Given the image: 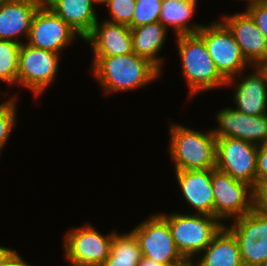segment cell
Returning a JSON list of instances; mask_svg holds the SVG:
<instances>
[{"label": "cell", "mask_w": 267, "mask_h": 266, "mask_svg": "<svg viewBox=\"0 0 267 266\" xmlns=\"http://www.w3.org/2000/svg\"><path fill=\"white\" fill-rule=\"evenodd\" d=\"M81 36L44 3L36 11L27 44L50 52H62Z\"/></svg>", "instance_id": "12"}, {"label": "cell", "mask_w": 267, "mask_h": 266, "mask_svg": "<svg viewBox=\"0 0 267 266\" xmlns=\"http://www.w3.org/2000/svg\"><path fill=\"white\" fill-rule=\"evenodd\" d=\"M0 266H33L26 262L17 251H14L12 255Z\"/></svg>", "instance_id": "30"}, {"label": "cell", "mask_w": 267, "mask_h": 266, "mask_svg": "<svg viewBox=\"0 0 267 266\" xmlns=\"http://www.w3.org/2000/svg\"><path fill=\"white\" fill-rule=\"evenodd\" d=\"M257 206L267 212V185L257 193Z\"/></svg>", "instance_id": "31"}, {"label": "cell", "mask_w": 267, "mask_h": 266, "mask_svg": "<svg viewBox=\"0 0 267 266\" xmlns=\"http://www.w3.org/2000/svg\"><path fill=\"white\" fill-rule=\"evenodd\" d=\"M175 39L182 63V75L189 89V98L201 91L226 86V80L217 71L204 39L198 33L179 35Z\"/></svg>", "instance_id": "3"}, {"label": "cell", "mask_w": 267, "mask_h": 266, "mask_svg": "<svg viewBox=\"0 0 267 266\" xmlns=\"http://www.w3.org/2000/svg\"><path fill=\"white\" fill-rule=\"evenodd\" d=\"M202 253L195 259L196 266H244L238 241L226 226Z\"/></svg>", "instance_id": "20"}, {"label": "cell", "mask_w": 267, "mask_h": 266, "mask_svg": "<svg viewBox=\"0 0 267 266\" xmlns=\"http://www.w3.org/2000/svg\"><path fill=\"white\" fill-rule=\"evenodd\" d=\"M114 231L101 234L88 222L69 230L63 239L65 260L71 266H102L110 255Z\"/></svg>", "instance_id": "7"}, {"label": "cell", "mask_w": 267, "mask_h": 266, "mask_svg": "<svg viewBox=\"0 0 267 266\" xmlns=\"http://www.w3.org/2000/svg\"><path fill=\"white\" fill-rule=\"evenodd\" d=\"M163 0H136L135 12L130 28H137L154 22H159Z\"/></svg>", "instance_id": "26"}, {"label": "cell", "mask_w": 267, "mask_h": 266, "mask_svg": "<svg viewBox=\"0 0 267 266\" xmlns=\"http://www.w3.org/2000/svg\"><path fill=\"white\" fill-rule=\"evenodd\" d=\"M168 152L175 171L216 168V136L187 128L178 123L169 124Z\"/></svg>", "instance_id": "2"}, {"label": "cell", "mask_w": 267, "mask_h": 266, "mask_svg": "<svg viewBox=\"0 0 267 266\" xmlns=\"http://www.w3.org/2000/svg\"><path fill=\"white\" fill-rule=\"evenodd\" d=\"M136 0H110L105 6L108 8L109 19L105 21L122 24L130 28L135 12Z\"/></svg>", "instance_id": "27"}, {"label": "cell", "mask_w": 267, "mask_h": 266, "mask_svg": "<svg viewBox=\"0 0 267 266\" xmlns=\"http://www.w3.org/2000/svg\"><path fill=\"white\" fill-rule=\"evenodd\" d=\"M168 223L174 243L184 258L195 259L226 225L214 216L159 213Z\"/></svg>", "instance_id": "4"}, {"label": "cell", "mask_w": 267, "mask_h": 266, "mask_svg": "<svg viewBox=\"0 0 267 266\" xmlns=\"http://www.w3.org/2000/svg\"><path fill=\"white\" fill-rule=\"evenodd\" d=\"M258 145L246 140L216 137V168L233 179L246 182L257 193Z\"/></svg>", "instance_id": "10"}, {"label": "cell", "mask_w": 267, "mask_h": 266, "mask_svg": "<svg viewBox=\"0 0 267 266\" xmlns=\"http://www.w3.org/2000/svg\"><path fill=\"white\" fill-rule=\"evenodd\" d=\"M141 257L139 242L132 231L126 234L114 231L110 255L102 266H137Z\"/></svg>", "instance_id": "23"}, {"label": "cell", "mask_w": 267, "mask_h": 266, "mask_svg": "<svg viewBox=\"0 0 267 266\" xmlns=\"http://www.w3.org/2000/svg\"><path fill=\"white\" fill-rule=\"evenodd\" d=\"M91 72L105 95L143 88L162 76V72L136 53L93 56Z\"/></svg>", "instance_id": "1"}, {"label": "cell", "mask_w": 267, "mask_h": 266, "mask_svg": "<svg viewBox=\"0 0 267 266\" xmlns=\"http://www.w3.org/2000/svg\"><path fill=\"white\" fill-rule=\"evenodd\" d=\"M250 68H253V73L243 76L241 72L227 80L225 87L236 84L233 96L235 110L252 116L267 114V75L260 66L253 65Z\"/></svg>", "instance_id": "14"}, {"label": "cell", "mask_w": 267, "mask_h": 266, "mask_svg": "<svg viewBox=\"0 0 267 266\" xmlns=\"http://www.w3.org/2000/svg\"><path fill=\"white\" fill-rule=\"evenodd\" d=\"M260 67L264 70V72H265L266 75H267V60L264 61V62L260 65Z\"/></svg>", "instance_id": "36"}, {"label": "cell", "mask_w": 267, "mask_h": 266, "mask_svg": "<svg viewBox=\"0 0 267 266\" xmlns=\"http://www.w3.org/2000/svg\"><path fill=\"white\" fill-rule=\"evenodd\" d=\"M60 55L33 47L25 41L19 52L17 85L32 91L34 97L41 96L56 79Z\"/></svg>", "instance_id": "8"}, {"label": "cell", "mask_w": 267, "mask_h": 266, "mask_svg": "<svg viewBox=\"0 0 267 266\" xmlns=\"http://www.w3.org/2000/svg\"><path fill=\"white\" fill-rule=\"evenodd\" d=\"M84 40L98 20L93 0H44Z\"/></svg>", "instance_id": "19"}, {"label": "cell", "mask_w": 267, "mask_h": 266, "mask_svg": "<svg viewBox=\"0 0 267 266\" xmlns=\"http://www.w3.org/2000/svg\"><path fill=\"white\" fill-rule=\"evenodd\" d=\"M261 266H267V261L264 262Z\"/></svg>", "instance_id": "39"}, {"label": "cell", "mask_w": 267, "mask_h": 266, "mask_svg": "<svg viewBox=\"0 0 267 266\" xmlns=\"http://www.w3.org/2000/svg\"><path fill=\"white\" fill-rule=\"evenodd\" d=\"M44 0H10L0 4V40L25 43L20 38L30 33L31 23Z\"/></svg>", "instance_id": "17"}, {"label": "cell", "mask_w": 267, "mask_h": 266, "mask_svg": "<svg viewBox=\"0 0 267 266\" xmlns=\"http://www.w3.org/2000/svg\"><path fill=\"white\" fill-rule=\"evenodd\" d=\"M197 0H163L159 22L172 27L175 36L195 34L203 27L199 23H189L196 12Z\"/></svg>", "instance_id": "22"}, {"label": "cell", "mask_w": 267, "mask_h": 266, "mask_svg": "<svg viewBox=\"0 0 267 266\" xmlns=\"http://www.w3.org/2000/svg\"><path fill=\"white\" fill-rule=\"evenodd\" d=\"M130 29L133 53L146 58L162 72L164 60L159 56V53L165 45L169 30L160 22Z\"/></svg>", "instance_id": "21"}, {"label": "cell", "mask_w": 267, "mask_h": 266, "mask_svg": "<svg viewBox=\"0 0 267 266\" xmlns=\"http://www.w3.org/2000/svg\"><path fill=\"white\" fill-rule=\"evenodd\" d=\"M21 45L9 40H0V82H5L9 86L17 84Z\"/></svg>", "instance_id": "24"}, {"label": "cell", "mask_w": 267, "mask_h": 266, "mask_svg": "<svg viewBox=\"0 0 267 266\" xmlns=\"http://www.w3.org/2000/svg\"><path fill=\"white\" fill-rule=\"evenodd\" d=\"M12 248L0 246V265H2L14 252Z\"/></svg>", "instance_id": "32"}, {"label": "cell", "mask_w": 267, "mask_h": 266, "mask_svg": "<svg viewBox=\"0 0 267 266\" xmlns=\"http://www.w3.org/2000/svg\"><path fill=\"white\" fill-rule=\"evenodd\" d=\"M245 8V11L267 39V0L250 2Z\"/></svg>", "instance_id": "28"}, {"label": "cell", "mask_w": 267, "mask_h": 266, "mask_svg": "<svg viewBox=\"0 0 267 266\" xmlns=\"http://www.w3.org/2000/svg\"><path fill=\"white\" fill-rule=\"evenodd\" d=\"M214 217L221 222L246 215L257 206V193L250 184L233 179L228 173L212 169Z\"/></svg>", "instance_id": "5"}, {"label": "cell", "mask_w": 267, "mask_h": 266, "mask_svg": "<svg viewBox=\"0 0 267 266\" xmlns=\"http://www.w3.org/2000/svg\"><path fill=\"white\" fill-rule=\"evenodd\" d=\"M198 34L204 39L217 71L226 81L251 67L233 34L221 20L203 25Z\"/></svg>", "instance_id": "6"}, {"label": "cell", "mask_w": 267, "mask_h": 266, "mask_svg": "<svg viewBox=\"0 0 267 266\" xmlns=\"http://www.w3.org/2000/svg\"><path fill=\"white\" fill-rule=\"evenodd\" d=\"M255 1H263V0H247L248 3L255 2Z\"/></svg>", "instance_id": "37"}, {"label": "cell", "mask_w": 267, "mask_h": 266, "mask_svg": "<svg viewBox=\"0 0 267 266\" xmlns=\"http://www.w3.org/2000/svg\"><path fill=\"white\" fill-rule=\"evenodd\" d=\"M108 1L110 0H93L94 4H100V5H105Z\"/></svg>", "instance_id": "35"}, {"label": "cell", "mask_w": 267, "mask_h": 266, "mask_svg": "<svg viewBox=\"0 0 267 266\" xmlns=\"http://www.w3.org/2000/svg\"><path fill=\"white\" fill-rule=\"evenodd\" d=\"M225 225L236 237L244 266H261L267 261V212L256 206L246 215Z\"/></svg>", "instance_id": "9"}, {"label": "cell", "mask_w": 267, "mask_h": 266, "mask_svg": "<svg viewBox=\"0 0 267 266\" xmlns=\"http://www.w3.org/2000/svg\"><path fill=\"white\" fill-rule=\"evenodd\" d=\"M220 19L233 34L251 66H260L267 60V39L246 11L223 15Z\"/></svg>", "instance_id": "15"}, {"label": "cell", "mask_w": 267, "mask_h": 266, "mask_svg": "<svg viewBox=\"0 0 267 266\" xmlns=\"http://www.w3.org/2000/svg\"><path fill=\"white\" fill-rule=\"evenodd\" d=\"M174 172L185 204L197 214L214 216L212 169Z\"/></svg>", "instance_id": "16"}, {"label": "cell", "mask_w": 267, "mask_h": 266, "mask_svg": "<svg viewBox=\"0 0 267 266\" xmlns=\"http://www.w3.org/2000/svg\"><path fill=\"white\" fill-rule=\"evenodd\" d=\"M91 45L93 56H115L133 53L131 29L128 26L102 21L95 23L83 40Z\"/></svg>", "instance_id": "18"}, {"label": "cell", "mask_w": 267, "mask_h": 266, "mask_svg": "<svg viewBox=\"0 0 267 266\" xmlns=\"http://www.w3.org/2000/svg\"><path fill=\"white\" fill-rule=\"evenodd\" d=\"M137 266H166V265L160 264L148 257L142 256Z\"/></svg>", "instance_id": "33"}, {"label": "cell", "mask_w": 267, "mask_h": 266, "mask_svg": "<svg viewBox=\"0 0 267 266\" xmlns=\"http://www.w3.org/2000/svg\"><path fill=\"white\" fill-rule=\"evenodd\" d=\"M215 117L219 126L211 132L216 137L242 139L258 146L267 143V114L246 115L226 106Z\"/></svg>", "instance_id": "13"}, {"label": "cell", "mask_w": 267, "mask_h": 266, "mask_svg": "<svg viewBox=\"0 0 267 266\" xmlns=\"http://www.w3.org/2000/svg\"><path fill=\"white\" fill-rule=\"evenodd\" d=\"M167 266H196V264L194 263V260L191 258H184L179 262H176L174 264L171 265H167Z\"/></svg>", "instance_id": "34"}, {"label": "cell", "mask_w": 267, "mask_h": 266, "mask_svg": "<svg viewBox=\"0 0 267 266\" xmlns=\"http://www.w3.org/2000/svg\"><path fill=\"white\" fill-rule=\"evenodd\" d=\"M16 94L9 97L8 100L0 103V155L3 148L7 145L9 137L12 135V131L17 121L16 106L17 98Z\"/></svg>", "instance_id": "25"}, {"label": "cell", "mask_w": 267, "mask_h": 266, "mask_svg": "<svg viewBox=\"0 0 267 266\" xmlns=\"http://www.w3.org/2000/svg\"><path fill=\"white\" fill-rule=\"evenodd\" d=\"M149 218L131 230L139 242L142 256L166 266L184 259L174 243L167 221L159 212Z\"/></svg>", "instance_id": "11"}, {"label": "cell", "mask_w": 267, "mask_h": 266, "mask_svg": "<svg viewBox=\"0 0 267 266\" xmlns=\"http://www.w3.org/2000/svg\"><path fill=\"white\" fill-rule=\"evenodd\" d=\"M267 185V143L258 146L257 193Z\"/></svg>", "instance_id": "29"}, {"label": "cell", "mask_w": 267, "mask_h": 266, "mask_svg": "<svg viewBox=\"0 0 267 266\" xmlns=\"http://www.w3.org/2000/svg\"><path fill=\"white\" fill-rule=\"evenodd\" d=\"M7 1H10V0H0V4L7 2Z\"/></svg>", "instance_id": "38"}]
</instances>
